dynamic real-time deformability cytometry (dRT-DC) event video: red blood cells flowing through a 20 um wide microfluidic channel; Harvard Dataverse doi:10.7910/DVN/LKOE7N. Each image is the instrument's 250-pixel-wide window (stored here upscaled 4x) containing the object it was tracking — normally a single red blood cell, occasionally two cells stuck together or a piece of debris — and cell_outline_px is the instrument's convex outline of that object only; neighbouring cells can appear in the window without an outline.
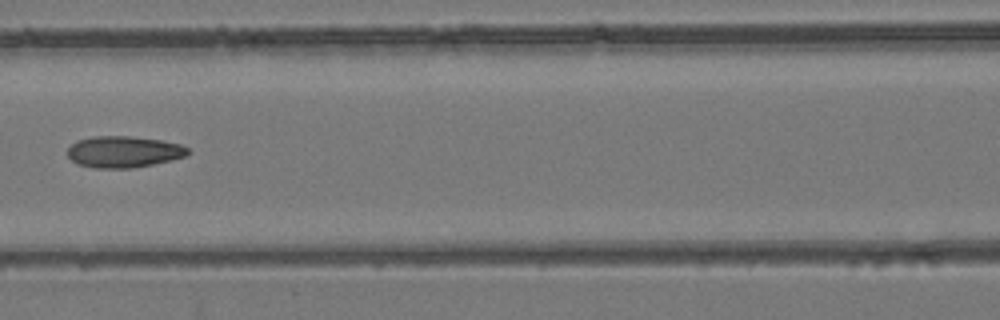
{"species": "common noctule bat (a hibernating species)", "species_latin": "Nyctalus noctula", "temperature_condition": "room temperature", "stored_images_in_passage": 8, "camera_frame_rate_fps": 3000, "um_per_image_px": 0.085, "animal": {"sex": "female", "body_mass_g": 24.6, "forearm_length_mm": 56.2}, "frame": {"image": 1, "passage_image": 7, "time_ms": 8.0, "image_size_px": [1000, 320], "cell_outline_px": [[192, 152], [188, 156], [172, 160], [152, 164], [128, 168], [96, 168], [80, 164], [72, 160], [68, 156], [68, 148], [76, 140], [92, 136], [132, 136], [160, 140], [180, 144], [188, 148]], "centroid_in_image_um": [10.55, 12.89], "position_along_channel_um": 156.1, "area_um2": 22.08}}
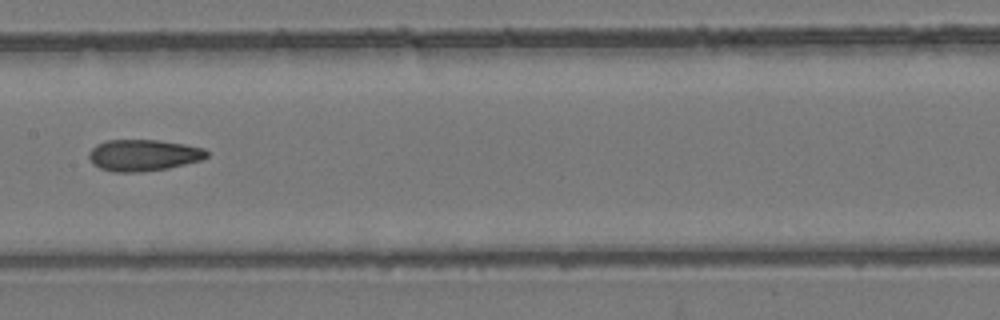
{"frame": {"image": 2, "passage_image": 8, "time_ms": 9.0, "image_size_px": [1000, 320], "cell_outline_px": [[208, 156], [200, 160], [168, 168], [140, 172], [112, 172], [100, 168], [92, 164], [88, 156], [88, 152], [96, 144], [108, 140], [156, 140], [184, 144], [204, 148], [208, 152]], "centroid_in_image_um": [12.15, 13.19], "position_along_channel_um": 195.2, "area_um2": 21.62}}